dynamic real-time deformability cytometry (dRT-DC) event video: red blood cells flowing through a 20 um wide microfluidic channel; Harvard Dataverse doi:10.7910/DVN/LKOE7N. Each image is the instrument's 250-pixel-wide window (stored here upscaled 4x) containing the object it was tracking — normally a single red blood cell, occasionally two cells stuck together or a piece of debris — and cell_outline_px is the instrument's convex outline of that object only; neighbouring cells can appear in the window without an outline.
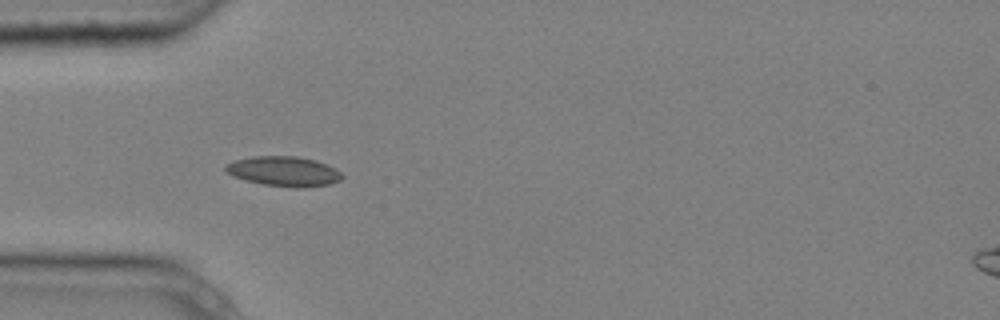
{"species": "common noctule bat (a hibernating species)", "species_latin": "Nyctalus noctula", "temperature_condition": "cold", "stored_images_in_passage": 3, "camera_frame_rate_fps": 3000, "um_per_image_px": 0.085, "animal": {"sex": "male", "body_mass_g": 20.4}, "frame": {"image": 1, "passage_image": 3, "time_ms": 0.667, "image_size_px": [1000, 320], "cell_outline_px": [[344, 176], [340, 180], [328, 184], [304, 188], [296, 188], [264, 184], [244, 180], [232, 176], [224, 168], [224, 164], [232, 160], [252, 156], [296, 156], [316, 160], [328, 164], [336, 168]], "centroid_in_image_um": [24.11, 14.55], "position_along_channel_um": 60.9, "area_um2": 20.52}}